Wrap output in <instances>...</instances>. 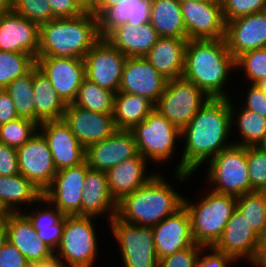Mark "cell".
Returning <instances> with one entry per match:
<instances>
[{"instance_id": "cell-13", "label": "cell", "mask_w": 266, "mask_h": 267, "mask_svg": "<svg viewBox=\"0 0 266 267\" xmlns=\"http://www.w3.org/2000/svg\"><path fill=\"white\" fill-rule=\"evenodd\" d=\"M188 40L223 39L226 23L222 3L216 0L181 3Z\"/></svg>"}, {"instance_id": "cell-5", "label": "cell", "mask_w": 266, "mask_h": 267, "mask_svg": "<svg viewBox=\"0 0 266 267\" xmlns=\"http://www.w3.org/2000/svg\"><path fill=\"white\" fill-rule=\"evenodd\" d=\"M208 192L195 204L185 197L183 203L189 214L193 239L204 247H212L220 239L237 204L236 197Z\"/></svg>"}, {"instance_id": "cell-16", "label": "cell", "mask_w": 266, "mask_h": 267, "mask_svg": "<svg viewBox=\"0 0 266 267\" xmlns=\"http://www.w3.org/2000/svg\"><path fill=\"white\" fill-rule=\"evenodd\" d=\"M38 129L47 141L56 170L85 162L86 148L79 142L63 119L45 121Z\"/></svg>"}, {"instance_id": "cell-38", "label": "cell", "mask_w": 266, "mask_h": 267, "mask_svg": "<svg viewBox=\"0 0 266 267\" xmlns=\"http://www.w3.org/2000/svg\"><path fill=\"white\" fill-rule=\"evenodd\" d=\"M5 90L9 93L18 116L35 122L33 68L24 76L11 82Z\"/></svg>"}, {"instance_id": "cell-17", "label": "cell", "mask_w": 266, "mask_h": 267, "mask_svg": "<svg viewBox=\"0 0 266 267\" xmlns=\"http://www.w3.org/2000/svg\"><path fill=\"white\" fill-rule=\"evenodd\" d=\"M62 119L85 148L117 131L113 114L90 111L72 103L66 104Z\"/></svg>"}, {"instance_id": "cell-31", "label": "cell", "mask_w": 266, "mask_h": 267, "mask_svg": "<svg viewBox=\"0 0 266 267\" xmlns=\"http://www.w3.org/2000/svg\"><path fill=\"white\" fill-rule=\"evenodd\" d=\"M151 0H121L100 18V33L105 37L123 23L138 26L150 22Z\"/></svg>"}, {"instance_id": "cell-34", "label": "cell", "mask_w": 266, "mask_h": 267, "mask_svg": "<svg viewBox=\"0 0 266 267\" xmlns=\"http://www.w3.org/2000/svg\"><path fill=\"white\" fill-rule=\"evenodd\" d=\"M42 202H46L49 207L46 210H37L34 213L25 212L31 221L33 228L36 230L37 237L49 245L54 251L58 248L63 228L65 225V215L59 211L52 203H49L43 196ZM54 208V210H53Z\"/></svg>"}, {"instance_id": "cell-18", "label": "cell", "mask_w": 266, "mask_h": 267, "mask_svg": "<svg viewBox=\"0 0 266 267\" xmlns=\"http://www.w3.org/2000/svg\"><path fill=\"white\" fill-rule=\"evenodd\" d=\"M167 81L144 57H127L118 91L145 96L155 104Z\"/></svg>"}, {"instance_id": "cell-6", "label": "cell", "mask_w": 266, "mask_h": 267, "mask_svg": "<svg viewBox=\"0 0 266 267\" xmlns=\"http://www.w3.org/2000/svg\"><path fill=\"white\" fill-rule=\"evenodd\" d=\"M209 162L207 179L215 185L210 191L236 198L254 192L248 175L247 147L232 144Z\"/></svg>"}, {"instance_id": "cell-24", "label": "cell", "mask_w": 266, "mask_h": 267, "mask_svg": "<svg viewBox=\"0 0 266 267\" xmlns=\"http://www.w3.org/2000/svg\"><path fill=\"white\" fill-rule=\"evenodd\" d=\"M7 241L13 244L28 262H42L55 255V251L39 237L29 218L20 212H8L5 219Z\"/></svg>"}, {"instance_id": "cell-56", "label": "cell", "mask_w": 266, "mask_h": 267, "mask_svg": "<svg viewBox=\"0 0 266 267\" xmlns=\"http://www.w3.org/2000/svg\"><path fill=\"white\" fill-rule=\"evenodd\" d=\"M6 241H7V231L5 227V221H4L0 223V252Z\"/></svg>"}, {"instance_id": "cell-14", "label": "cell", "mask_w": 266, "mask_h": 267, "mask_svg": "<svg viewBox=\"0 0 266 267\" xmlns=\"http://www.w3.org/2000/svg\"><path fill=\"white\" fill-rule=\"evenodd\" d=\"M16 150L19 172L43 193L57 172L47 141L37 131L29 141Z\"/></svg>"}, {"instance_id": "cell-26", "label": "cell", "mask_w": 266, "mask_h": 267, "mask_svg": "<svg viewBox=\"0 0 266 267\" xmlns=\"http://www.w3.org/2000/svg\"><path fill=\"white\" fill-rule=\"evenodd\" d=\"M104 38L126 57H145L160 36L149 22L138 26L123 23Z\"/></svg>"}, {"instance_id": "cell-20", "label": "cell", "mask_w": 266, "mask_h": 267, "mask_svg": "<svg viewBox=\"0 0 266 267\" xmlns=\"http://www.w3.org/2000/svg\"><path fill=\"white\" fill-rule=\"evenodd\" d=\"M152 230L159 260L196 244L192 236L189 214L184 205L153 226Z\"/></svg>"}, {"instance_id": "cell-9", "label": "cell", "mask_w": 266, "mask_h": 267, "mask_svg": "<svg viewBox=\"0 0 266 267\" xmlns=\"http://www.w3.org/2000/svg\"><path fill=\"white\" fill-rule=\"evenodd\" d=\"M138 153L146 160L165 162L173 156L181 131L155 109L132 130Z\"/></svg>"}, {"instance_id": "cell-46", "label": "cell", "mask_w": 266, "mask_h": 267, "mask_svg": "<svg viewBox=\"0 0 266 267\" xmlns=\"http://www.w3.org/2000/svg\"><path fill=\"white\" fill-rule=\"evenodd\" d=\"M19 172L16 148L0 142V176L17 175Z\"/></svg>"}, {"instance_id": "cell-10", "label": "cell", "mask_w": 266, "mask_h": 267, "mask_svg": "<svg viewBox=\"0 0 266 267\" xmlns=\"http://www.w3.org/2000/svg\"><path fill=\"white\" fill-rule=\"evenodd\" d=\"M109 222L125 267H158L152 227L127 223L117 215Z\"/></svg>"}, {"instance_id": "cell-2", "label": "cell", "mask_w": 266, "mask_h": 267, "mask_svg": "<svg viewBox=\"0 0 266 267\" xmlns=\"http://www.w3.org/2000/svg\"><path fill=\"white\" fill-rule=\"evenodd\" d=\"M233 68H236V59L227 49L224 38L187 41L182 77L210 98H229L223 88Z\"/></svg>"}, {"instance_id": "cell-12", "label": "cell", "mask_w": 266, "mask_h": 267, "mask_svg": "<svg viewBox=\"0 0 266 267\" xmlns=\"http://www.w3.org/2000/svg\"><path fill=\"white\" fill-rule=\"evenodd\" d=\"M88 167L87 162L74 167L60 169L42 196L66 216H81L83 185Z\"/></svg>"}, {"instance_id": "cell-25", "label": "cell", "mask_w": 266, "mask_h": 267, "mask_svg": "<svg viewBox=\"0 0 266 267\" xmlns=\"http://www.w3.org/2000/svg\"><path fill=\"white\" fill-rule=\"evenodd\" d=\"M81 195V216L96 218L102 216L103 213H108L110 221L117 215L118 203L110 194L105 171L89 169Z\"/></svg>"}, {"instance_id": "cell-50", "label": "cell", "mask_w": 266, "mask_h": 267, "mask_svg": "<svg viewBox=\"0 0 266 267\" xmlns=\"http://www.w3.org/2000/svg\"><path fill=\"white\" fill-rule=\"evenodd\" d=\"M28 260L9 241H6L0 252V267H27Z\"/></svg>"}, {"instance_id": "cell-41", "label": "cell", "mask_w": 266, "mask_h": 267, "mask_svg": "<svg viewBox=\"0 0 266 267\" xmlns=\"http://www.w3.org/2000/svg\"><path fill=\"white\" fill-rule=\"evenodd\" d=\"M237 67L243 68L250 84L266 79V47L243 53L236 59V69Z\"/></svg>"}, {"instance_id": "cell-59", "label": "cell", "mask_w": 266, "mask_h": 267, "mask_svg": "<svg viewBox=\"0 0 266 267\" xmlns=\"http://www.w3.org/2000/svg\"><path fill=\"white\" fill-rule=\"evenodd\" d=\"M257 147L266 153V134L265 136L262 138V141L257 145Z\"/></svg>"}, {"instance_id": "cell-51", "label": "cell", "mask_w": 266, "mask_h": 267, "mask_svg": "<svg viewBox=\"0 0 266 267\" xmlns=\"http://www.w3.org/2000/svg\"><path fill=\"white\" fill-rule=\"evenodd\" d=\"M19 118L13 101L5 89H0V125Z\"/></svg>"}, {"instance_id": "cell-36", "label": "cell", "mask_w": 266, "mask_h": 267, "mask_svg": "<svg viewBox=\"0 0 266 267\" xmlns=\"http://www.w3.org/2000/svg\"><path fill=\"white\" fill-rule=\"evenodd\" d=\"M231 102L232 101H230L231 124L237 122V127L242 137L241 142L233 141V144L245 147H257L266 134V118L244 107L240 109V112L237 111L238 114H234L235 109ZM235 115H237V119L233 121Z\"/></svg>"}, {"instance_id": "cell-29", "label": "cell", "mask_w": 266, "mask_h": 267, "mask_svg": "<svg viewBox=\"0 0 266 267\" xmlns=\"http://www.w3.org/2000/svg\"><path fill=\"white\" fill-rule=\"evenodd\" d=\"M33 100L35 104V122L60 120L66 104L58 96L49 79L38 67H33Z\"/></svg>"}, {"instance_id": "cell-28", "label": "cell", "mask_w": 266, "mask_h": 267, "mask_svg": "<svg viewBox=\"0 0 266 267\" xmlns=\"http://www.w3.org/2000/svg\"><path fill=\"white\" fill-rule=\"evenodd\" d=\"M188 39L160 37L145 59L167 80L181 78Z\"/></svg>"}, {"instance_id": "cell-21", "label": "cell", "mask_w": 266, "mask_h": 267, "mask_svg": "<svg viewBox=\"0 0 266 267\" xmlns=\"http://www.w3.org/2000/svg\"><path fill=\"white\" fill-rule=\"evenodd\" d=\"M138 154L134 134L117 130L113 135L86 148L85 161L90 169L108 171Z\"/></svg>"}, {"instance_id": "cell-15", "label": "cell", "mask_w": 266, "mask_h": 267, "mask_svg": "<svg viewBox=\"0 0 266 267\" xmlns=\"http://www.w3.org/2000/svg\"><path fill=\"white\" fill-rule=\"evenodd\" d=\"M36 66L46 75L63 102L73 103L85 78L84 60L71 57H37Z\"/></svg>"}, {"instance_id": "cell-19", "label": "cell", "mask_w": 266, "mask_h": 267, "mask_svg": "<svg viewBox=\"0 0 266 267\" xmlns=\"http://www.w3.org/2000/svg\"><path fill=\"white\" fill-rule=\"evenodd\" d=\"M225 42L237 59L243 53L266 47V10L226 22Z\"/></svg>"}, {"instance_id": "cell-57", "label": "cell", "mask_w": 266, "mask_h": 267, "mask_svg": "<svg viewBox=\"0 0 266 267\" xmlns=\"http://www.w3.org/2000/svg\"><path fill=\"white\" fill-rule=\"evenodd\" d=\"M99 0H83V9L85 11H90L91 8L98 2Z\"/></svg>"}, {"instance_id": "cell-37", "label": "cell", "mask_w": 266, "mask_h": 267, "mask_svg": "<svg viewBox=\"0 0 266 267\" xmlns=\"http://www.w3.org/2000/svg\"><path fill=\"white\" fill-rule=\"evenodd\" d=\"M236 208L261 238L266 237V192L243 194L237 198Z\"/></svg>"}, {"instance_id": "cell-39", "label": "cell", "mask_w": 266, "mask_h": 267, "mask_svg": "<svg viewBox=\"0 0 266 267\" xmlns=\"http://www.w3.org/2000/svg\"><path fill=\"white\" fill-rule=\"evenodd\" d=\"M36 65V59L27 53L0 50V89H5L18 77L24 76Z\"/></svg>"}, {"instance_id": "cell-53", "label": "cell", "mask_w": 266, "mask_h": 267, "mask_svg": "<svg viewBox=\"0 0 266 267\" xmlns=\"http://www.w3.org/2000/svg\"><path fill=\"white\" fill-rule=\"evenodd\" d=\"M251 263L259 267H266V237L261 238L256 254Z\"/></svg>"}, {"instance_id": "cell-52", "label": "cell", "mask_w": 266, "mask_h": 267, "mask_svg": "<svg viewBox=\"0 0 266 267\" xmlns=\"http://www.w3.org/2000/svg\"><path fill=\"white\" fill-rule=\"evenodd\" d=\"M121 0H99L92 8L91 12L97 17L101 18L114 5L119 4Z\"/></svg>"}, {"instance_id": "cell-48", "label": "cell", "mask_w": 266, "mask_h": 267, "mask_svg": "<svg viewBox=\"0 0 266 267\" xmlns=\"http://www.w3.org/2000/svg\"><path fill=\"white\" fill-rule=\"evenodd\" d=\"M55 18H73L85 10L75 0H48Z\"/></svg>"}, {"instance_id": "cell-47", "label": "cell", "mask_w": 266, "mask_h": 267, "mask_svg": "<svg viewBox=\"0 0 266 267\" xmlns=\"http://www.w3.org/2000/svg\"><path fill=\"white\" fill-rule=\"evenodd\" d=\"M206 249L210 250V254L202 256L201 252L207 251ZM230 262H235L231 256L217 251L213 246L203 247L198 255L195 267H228L227 264H230Z\"/></svg>"}, {"instance_id": "cell-7", "label": "cell", "mask_w": 266, "mask_h": 267, "mask_svg": "<svg viewBox=\"0 0 266 267\" xmlns=\"http://www.w3.org/2000/svg\"><path fill=\"white\" fill-rule=\"evenodd\" d=\"M92 219V216L65 215L62 238L55 256L63 258L69 267H92L98 256V240Z\"/></svg>"}, {"instance_id": "cell-27", "label": "cell", "mask_w": 266, "mask_h": 267, "mask_svg": "<svg viewBox=\"0 0 266 267\" xmlns=\"http://www.w3.org/2000/svg\"><path fill=\"white\" fill-rule=\"evenodd\" d=\"M146 162L147 160L138 153L135 157L124 160L106 171L110 194L117 203L155 175L152 172V175L146 173Z\"/></svg>"}, {"instance_id": "cell-49", "label": "cell", "mask_w": 266, "mask_h": 267, "mask_svg": "<svg viewBox=\"0 0 266 267\" xmlns=\"http://www.w3.org/2000/svg\"><path fill=\"white\" fill-rule=\"evenodd\" d=\"M243 107L266 118V95L257 84H251Z\"/></svg>"}, {"instance_id": "cell-62", "label": "cell", "mask_w": 266, "mask_h": 267, "mask_svg": "<svg viewBox=\"0 0 266 267\" xmlns=\"http://www.w3.org/2000/svg\"><path fill=\"white\" fill-rule=\"evenodd\" d=\"M83 8V0H75Z\"/></svg>"}, {"instance_id": "cell-61", "label": "cell", "mask_w": 266, "mask_h": 267, "mask_svg": "<svg viewBox=\"0 0 266 267\" xmlns=\"http://www.w3.org/2000/svg\"><path fill=\"white\" fill-rule=\"evenodd\" d=\"M180 3H184V2H196V1H212V0H178Z\"/></svg>"}, {"instance_id": "cell-44", "label": "cell", "mask_w": 266, "mask_h": 267, "mask_svg": "<svg viewBox=\"0 0 266 267\" xmlns=\"http://www.w3.org/2000/svg\"><path fill=\"white\" fill-rule=\"evenodd\" d=\"M221 3L225 23L266 10V0H223Z\"/></svg>"}, {"instance_id": "cell-45", "label": "cell", "mask_w": 266, "mask_h": 267, "mask_svg": "<svg viewBox=\"0 0 266 267\" xmlns=\"http://www.w3.org/2000/svg\"><path fill=\"white\" fill-rule=\"evenodd\" d=\"M203 247L202 245L194 244L189 248L161 258L158 262V267H195L198 255Z\"/></svg>"}, {"instance_id": "cell-35", "label": "cell", "mask_w": 266, "mask_h": 267, "mask_svg": "<svg viewBox=\"0 0 266 267\" xmlns=\"http://www.w3.org/2000/svg\"><path fill=\"white\" fill-rule=\"evenodd\" d=\"M115 92L84 78L72 104L98 113L114 114Z\"/></svg>"}, {"instance_id": "cell-1", "label": "cell", "mask_w": 266, "mask_h": 267, "mask_svg": "<svg viewBox=\"0 0 266 267\" xmlns=\"http://www.w3.org/2000/svg\"><path fill=\"white\" fill-rule=\"evenodd\" d=\"M231 127L230 98H209L181 131L186 143L174 174L178 181L233 144L226 142Z\"/></svg>"}, {"instance_id": "cell-60", "label": "cell", "mask_w": 266, "mask_h": 267, "mask_svg": "<svg viewBox=\"0 0 266 267\" xmlns=\"http://www.w3.org/2000/svg\"><path fill=\"white\" fill-rule=\"evenodd\" d=\"M257 85L262 89L263 93L266 95V79L261 80Z\"/></svg>"}, {"instance_id": "cell-54", "label": "cell", "mask_w": 266, "mask_h": 267, "mask_svg": "<svg viewBox=\"0 0 266 267\" xmlns=\"http://www.w3.org/2000/svg\"><path fill=\"white\" fill-rule=\"evenodd\" d=\"M27 267H69V266L66 263L64 264L61 258L54 255L53 257L42 262H35V261L28 262Z\"/></svg>"}, {"instance_id": "cell-8", "label": "cell", "mask_w": 266, "mask_h": 267, "mask_svg": "<svg viewBox=\"0 0 266 267\" xmlns=\"http://www.w3.org/2000/svg\"><path fill=\"white\" fill-rule=\"evenodd\" d=\"M210 97L185 78L168 80L154 109L182 131Z\"/></svg>"}, {"instance_id": "cell-32", "label": "cell", "mask_w": 266, "mask_h": 267, "mask_svg": "<svg viewBox=\"0 0 266 267\" xmlns=\"http://www.w3.org/2000/svg\"><path fill=\"white\" fill-rule=\"evenodd\" d=\"M150 23L160 37L187 39L178 0H151Z\"/></svg>"}, {"instance_id": "cell-43", "label": "cell", "mask_w": 266, "mask_h": 267, "mask_svg": "<svg viewBox=\"0 0 266 267\" xmlns=\"http://www.w3.org/2000/svg\"><path fill=\"white\" fill-rule=\"evenodd\" d=\"M247 164L252 190L266 192V153L258 147H247Z\"/></svg>"}, {"instance_id": "cell-58", "label": "cell", "mask_w": 266, "mask_h": 267, "mask_svg": "<svg viewBox=\"0 0 266 267\" xmlns=\"http://www.w3.org/2000/svg\"><path fill=\"white\" fill-rule=\"evenodd\" d=\"M8 212L5 210V208L0 204V223L4 222L6 219Z\"/></svg>"}, {"instance_id": "cell-55", "label": "cell", "mask_w": 266, "mask_h": 267, "mask_svg": "<svg viewBox=\"0 0 266 267\" xmlns=\"http://www.w3.org/2000/svg\"><path fill=\"white\" fill-rule=\"evenodd\" d=\"M12 0H0V16L11 11Z\"/></svg>"}, {"instance_id": "cell-42", "label": "cell", "mask_w": 266, "mask_h": 267, "mask_svg": "<svg viewBox=\"0 0 266 267\" xmlns=\"http://www.w3.org/2000/svg\"><path fill=\"white\" fill-rule=\"evenodd\" d=\"M11 10L39 26L55 19L48 0H12Z\"/></svg>"}, {"instance_id": "cell-4", "label": "cell", "mask_w": 266, "mask_h": 267, "mask_svg": "<svg viewBox=\"0 0 266 267\" xmlns=\"http://www.w3.org/2000/svg\"><path fill=\"white\" fill-rule=\"evenodd\" d=\"M156 174L118 202L117 216L131 224L153 227L183 206L184 198Z\"/></svg>"}, {"instance_id": "cell-22", "label": "cell", "mask_w": 266, "mask_h": 267, "mask_svg": "<svg viewBox=\"0 0 266 267\" xmlns=\"http://www.w3.org/2000/svg\"><path fill=\"white\" fill-rule=\"evenodd\" d=\"M40 26L14 11L0 16V50L21 52L37 58Z\"/></svg>"}, {"instance_id": "cell-23", "label": "cell", "mask_w": 266, "mask_h": 267, "mask_svg": "<svg viewBox=\"0 0 266 267\" xmlns=\"http://www.w3.org/2000/svg\"><path fill=\"white\" fill-rule=\"evenodd\" d=\"M261 237L250 227L245 217L236 208L228 220L223 234L213 246L217 251L231 256L235 261L248 258L252 261Z\"/></svg>"}, {"instance_id": "cell-3", "label": "cell", "mask_w": 266, "mask_h": 267, "mask_svg": "<svg viewBox=\"0 0 266 267\" xmlns=\"http://www.w3.org/2000/svg\"><path fill=\"white\" fill-rule=\"evenodd\" d=\"M101 38L100 19L91 11L73 18H55L40 25L37 57L83 59Z\"/></svg>"}, {"instance_id": "cell-33", "label": "cell", "mask_w": 266, "mask_h": 267, "mask_svg": "<svg viewBox=\"0 0 266 267\" xmlns=\"http://www.w3.org/2000/svg\"><path fill=\"white\" fill-rule=\"evenodd\" d=\"M154 110V103L145 96L117 92L114 103V122L117 130H132Z\"/></svg>"}, {"instance_id": "cell-30", "label": "cell", "mask_w": 266, "mask_h": 267, "mask_svg": "<svg viewBox=\"0 0 266 267\" xmlns=\"http://www.w3.org/2000/svg\"><path fill=\"white\" fill-rule=\"evenodd\" d=\"M42 202V192L21 173L0 176V204L7 212H20L19 205Z\"/></svg>"}, {"instance_id": "cell-11", "label": "cell", "mask_w": 266, "mask_h": 267, "mask_svg": "<svg viewBox=\"0 0 266 267\" xmlns=\"http://www.w3.org/2000/svg\"><path fill=\"white\" fill-rule=\"evenodd\" d=\"M126 56L102 37L83 58L85 78L117 93Z\"/></svg>"}, {"instance_id": "cell-40", "label": "cell", "mask_w": 266, "mask_h": 267, "mask_svg": "<svg viewBox=\"0 0 266 267\" xmlns=\"http://www.w3.org/2000/svg\"><path fill=\"white\" fill-rule=\"evenodd\" d=\"M38 128L36 122L19 117L0 125V142L17 149L29 141Z\"/></svg>"}]
</instances>
